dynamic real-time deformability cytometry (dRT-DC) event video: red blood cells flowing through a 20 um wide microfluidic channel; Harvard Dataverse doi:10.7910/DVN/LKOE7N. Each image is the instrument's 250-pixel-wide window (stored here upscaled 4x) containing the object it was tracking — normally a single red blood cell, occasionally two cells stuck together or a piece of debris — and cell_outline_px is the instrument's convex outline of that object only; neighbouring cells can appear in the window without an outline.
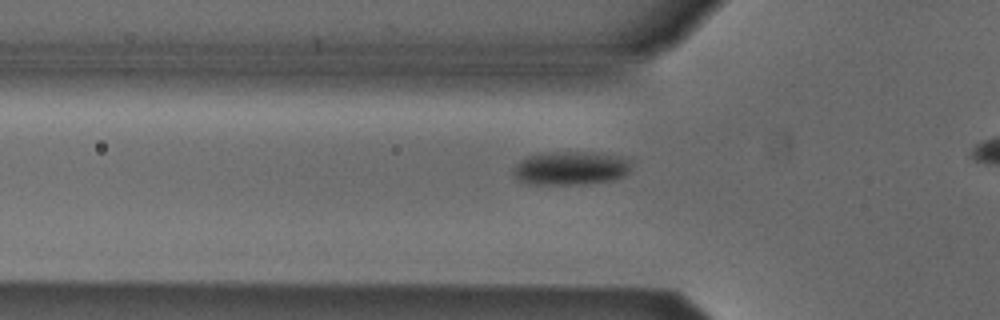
{"species": "Egyptian fruit bat (a non-hibernating species)", "species_latin": "Rousettus aegyptiacus", "temperature_condition": "cold", "stored_images_in_passage": 28, "camera_frame_rate_fps": 3000, "um_per_image_px": 0.085, "animal": {"sex": "male"}, "frame": {"image": 1, "passage_image": 2, "time_ms": 0.333, "image_size_px": [1000, 320], "cell_outline_px": [[628, 172], [624, 176], [612, 180], [584, 184], [528, 184], [516, 180], [512, 172], [512, 168], [520, 160], [528, 156], [540, 152], [596, 152], [616, 156], [628, 160]], "centroid_in_image_um": [48.41, 14.29], "position_along_channel_um": 77.4, "area_um2": 23.18}}
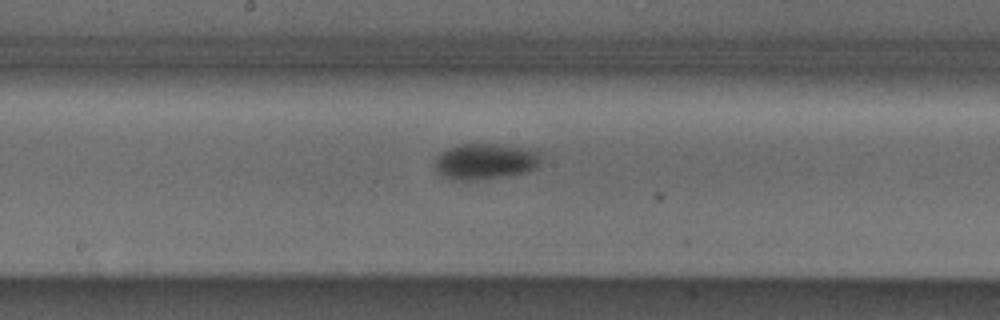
{"frame": {"image": 2, "passage_image": 12, "time_ms": 3.667, "image_size_px": [1000, 320], "cell_outline_px": [[540, 160], [536, 168], [528, 172], [508, 176], [484, 180], [456, 180], [444, 176], [436, 172], [432, 164], [436, 156], [440, 152], [448, 148], [460, 144], [496, 144], [520, 148], [536, 152], [540, 156]], "centroid_in_image_um": [41.16, 13.74], "position_along_channel_um": 207.0, "area_um2": 22.37}}
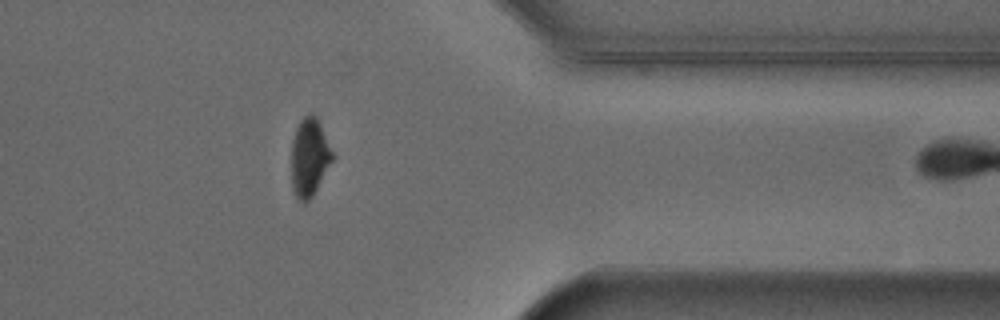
{"frame": {"image": 3, "passage_image": 27, "time_ms": 8.667, "image_size_px": [1000, 320], "cell_outline_px": [[336, 156], [312, 196], [304, 204], [296, 196], [292, 188], [292, 140], [296, 128], [300, 120], [308, 112], [312, 112], [316, 116]], "centroid_in_image_um": [26.32, 13.34], "position_along_channel_um": 385.1, "area_um2": 18.84}}